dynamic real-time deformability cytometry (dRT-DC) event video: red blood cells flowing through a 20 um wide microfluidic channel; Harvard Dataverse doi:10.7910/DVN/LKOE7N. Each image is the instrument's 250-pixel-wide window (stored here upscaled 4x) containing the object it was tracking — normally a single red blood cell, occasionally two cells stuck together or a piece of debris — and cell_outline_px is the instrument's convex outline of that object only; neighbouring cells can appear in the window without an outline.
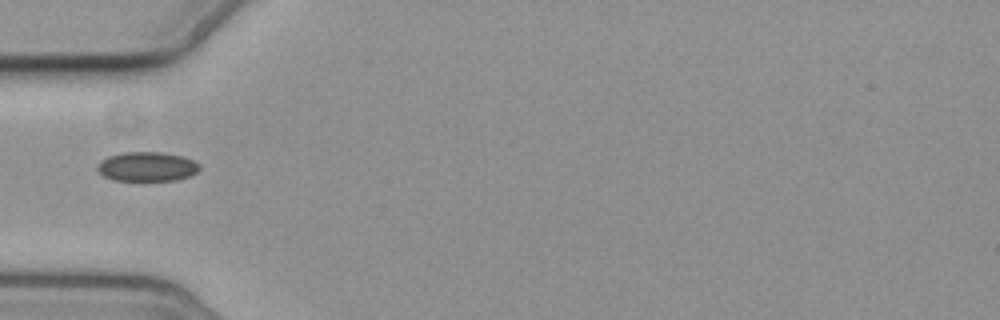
{"species": "common noctule bat (a hibernating species)", "species_latin": "Nyctalus noctula", "temperature_condition": "cold", "stored_images_in_passage": 2, "camera_frame_rate_fps": 3000, "um_per_image_px": 0.085, "animal": {"sex": "female", "body_mass_g": 19.3, "forearm_length_mm": 54.1}, "frame": {"image": 1, "passage_image": 1, "time_ms": 0.0, "image_size_px": [1000, 320], "cell_outline_px": [[200, 168], [196, 172], [188, 176], [176, 180], [112, 180], [104, 176], [96, 168], [100, 160], [108, 156], [124, 152], [160, 152], [184, 156], [200, 164]], "centroid_in_image_um": [12.48, 14.15], "position_along_channel_um": 72.5, "area_um2": 17.46}}
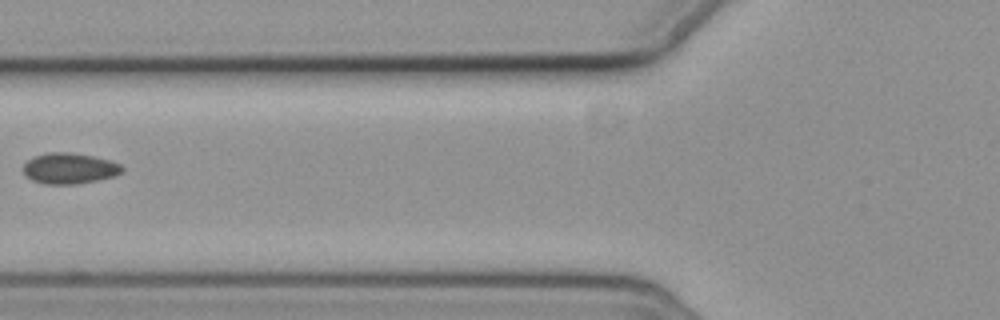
{"frame": {"image": 2, "passage_image": 2, "time_ms": 1.333, "image_size_px": [1000, 320], "cell_outline_px": [[124, 168], [120, 172], [112, 176], [96, 180], [76, 184], [44, 184], [32, 180], [24, 176], [20, 168], [28, 160], [36, 156], [48, 152], [72, 152], [112, 160], [120, 164]], "centroid_in_image_um": [5.84, 14.31], "position_along_channel_um": 120.0, "area_um2": 17.86}}